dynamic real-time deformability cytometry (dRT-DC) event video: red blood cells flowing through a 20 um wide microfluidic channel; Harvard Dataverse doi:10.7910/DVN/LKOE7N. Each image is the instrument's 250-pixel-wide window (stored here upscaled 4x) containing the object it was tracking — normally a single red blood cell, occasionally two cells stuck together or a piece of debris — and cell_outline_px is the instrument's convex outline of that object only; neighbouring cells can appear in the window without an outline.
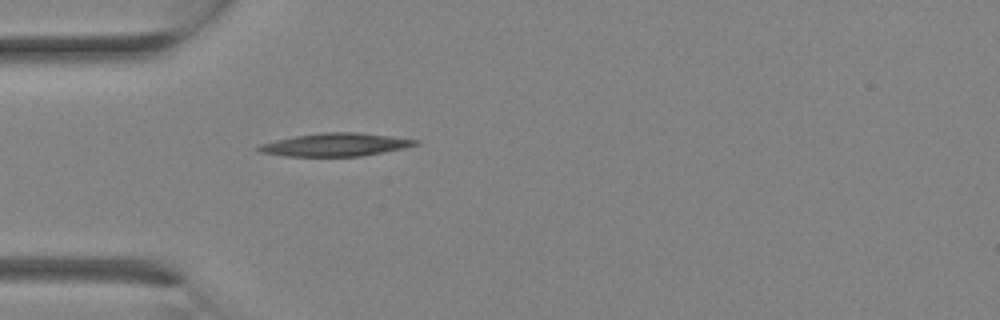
{"species": "Egyptian fruit bat (a non-hibernating species)", "species_latin": "Rousettus aegyptiacus", "temperature_condition": "room temperature", "stored_images_in_passage": 13, "camera_frame_rate_fps": 3000, "um_per_image_px": 0.085, "animal": {"sex": "female"}, "frame": {"image": 1, "passage_image": 8, "time_ms": 2.333, "image_size_px": [1000, 320], "cell_outline_px": [[420, 144], [404, 148], [384, 152], [360, 156], [284, 156], [256, 152], [256, 148], [260, 144], [292, 136], [320, 132], [360, 132], [392, 136], [420, 140]], "centroid_in_image_um": [28.5, 12.29], "position_along_channel_um": 56.5, "area_um2": 21.33}}
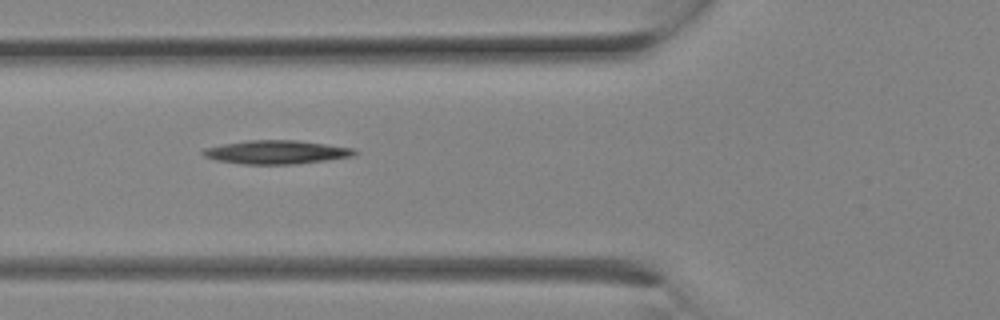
{"frame": {"image": 2, "passage_image": 10, "time_ms": 3.0, "image_size_px": [1000, 320], "cell_outline_px": [[360, 152], [352, 156], [296, 164], [244, 164], [216, 160], [204, 156], [200, 152], [204, 148], [224, 144], [248, 140], [296, 140], [352, 148]], "centroid_in_image_um": [23.46, 12.93], "position_along_channel_um": 102.3, "area_um2": 20.63}}
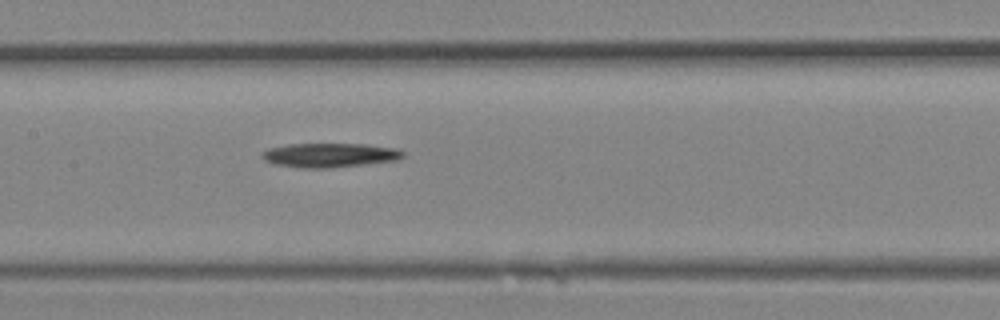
{"frame": {"image": 3, "passage_image": 13, "time_ms": 4.0, "image_size_px": [1000, 320], "cell_outline_px": [[404, 156], [396, 160], [364, 164], [328, 168], [300, 168], [276, 164], [264, 160], [260, 156], [260, 152], [268, 148], [288, 144], [364, 144], [396, 148], [404, 152]], "centroid_in_image_um": [27.97, 13.18], "position_along_channel_um": 179.4, "area_um2": 19.88}}